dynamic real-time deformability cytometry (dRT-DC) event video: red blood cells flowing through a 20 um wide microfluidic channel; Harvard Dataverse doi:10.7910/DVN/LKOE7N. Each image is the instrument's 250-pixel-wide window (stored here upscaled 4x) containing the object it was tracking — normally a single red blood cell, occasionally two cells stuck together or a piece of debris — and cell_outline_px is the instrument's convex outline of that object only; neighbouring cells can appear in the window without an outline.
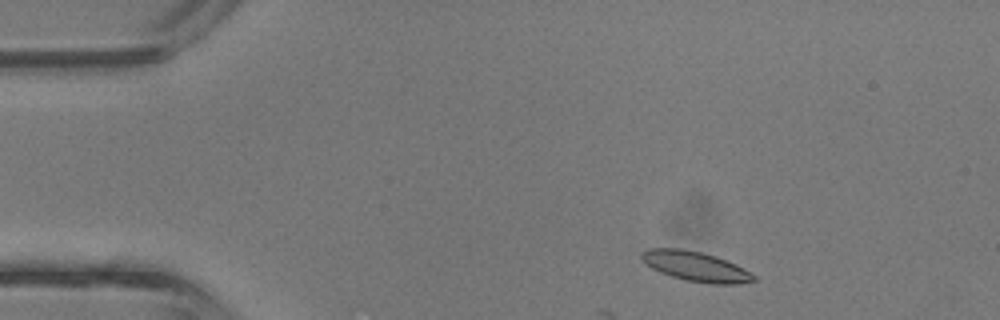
{"species": "common noctule bat (a hibernating species)", "species_latin": "Nyctalus noctula", "temperature_condition": "room temperature", "stored_images_in_passage": 4, "camera_frame_rate_fps": 3000, "um_per_image_px": 0.085, "animal": {"sex": "male", "body_mass_g": 13.3}, "frame": {"image": 1, "passage_image": 1, "time_ms": 0.0, "image_size_px": [1000, 320], "cell_outline_px": [[756, 280], [740, 284], [712, 284], [688, 280], [672, 276], [660, 272], [652, 268], [640, 256], [640, 252], [648, 248], [680, 248], [700, 252], [716, 256], [736, 264], [752, 272], [756, 276]], "centroid_in_image_um": [59.17, 22.64], "position_along_channel_um": 25.8, "area_um2": 19.42}}
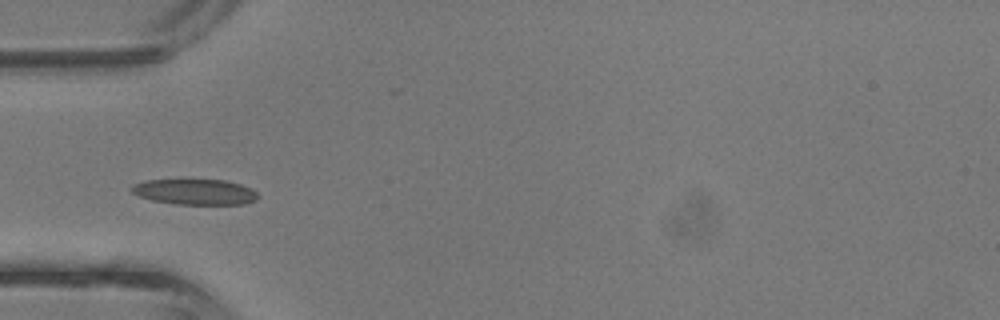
{"frame": {"image": 2, "passage_image": 3, "time_ms": 0.667, "image_size_px": [1000, 320], "cell_outline_px": [[260, 196], [256, 200], [244, 204], [176, 204], [152, 200], [140, 196], [132, 192], [128, 188], [132, 184], [144, 180], [224, 180], [240, 184], [252, 188]], "centroid_in_image_um": [16.56, 16.31], "position_along_channel_um": 68.4, "area_um2": 18.9}}
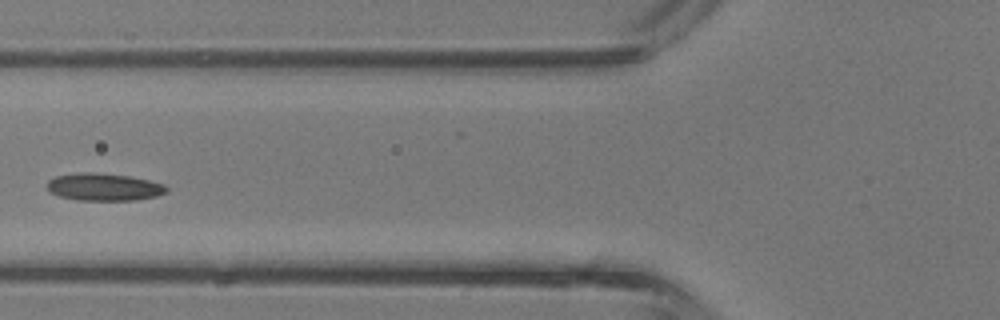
{"frame": {"image": 3, "passage_image": 4, "time_ms": 1.0, "image_size_px": [1000, 320], "cell_outline_px": [[168, 192], [156, 196], [136, 200], [76, 200], [60, 196], [48, 192], [48, 180], [56, 176], [76, 172], [96, 172], [128, 176], [148, 180], [164, 184], [168, 188]], "centroid_in_image_um": [8.82, 15.89], "position_along_channel_um": 117.0, "area_um2": 19.19}}